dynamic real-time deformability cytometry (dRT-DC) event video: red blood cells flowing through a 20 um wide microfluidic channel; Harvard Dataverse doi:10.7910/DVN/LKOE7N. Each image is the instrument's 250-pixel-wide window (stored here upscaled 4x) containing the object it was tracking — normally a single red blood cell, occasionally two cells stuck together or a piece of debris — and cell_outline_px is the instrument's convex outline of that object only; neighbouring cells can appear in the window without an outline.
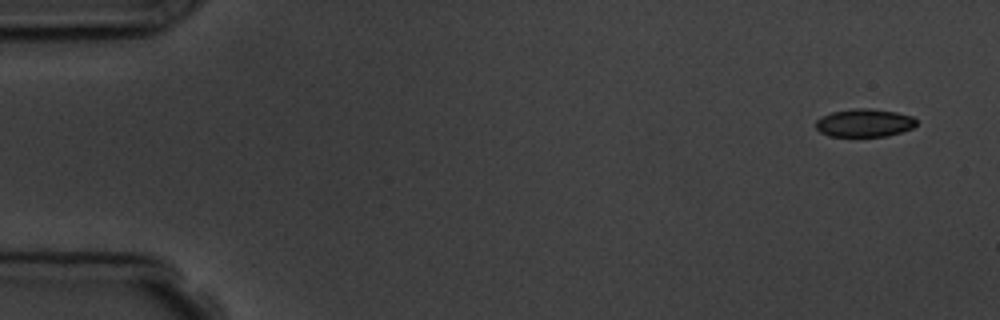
{"species": "common noctule bat (a hibernating species)", "species_latin": "Nyctalus noctula", "temperature_condition": "room temperature", "stored_images_in_passage": 4, "camera_frame_rate_fps": 3000, "um_per_image_px": 0.085, "animal": {"sex": "male", "body_mass_g": 19.5, "forearm_length_mm": 54.6}, "frame": {"image": 1, "passage_image": 1, "time_ms": 0.0, "image_size_px": [1000, 320], "cell_outline_px": [[916, 124], [912, 128], [888, 136], [828, 136], [820, 132], [816, 128], [816, 120], [820, 116], [832, 112], [852, 108], [868, 108], [896, 112], [912, 116], [916, 120]], "centroid_in_image_um": [73.44, 10.44], "position_along_channel_um": 11.6, "area_um2": 16.47}}
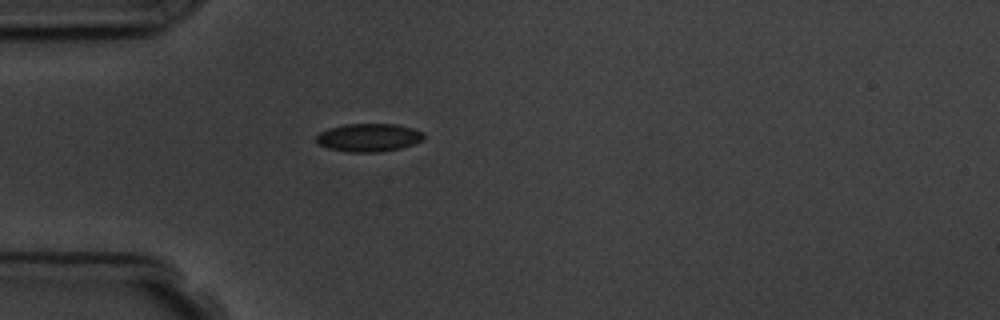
{"frame": {"image": 2, "passage_image": 4, "time_ms": 4.333, "image_size_px": [1000, 320], "cell_outline_px": [[424, 140], [400, 148], [376, 152], [348, 152], [328, 148], [316, 144], [316, 136], [320, 132], [328, 128], [344, 124], [396, 124], [412, 128], [424, 132]], "centroid_in_image_um": [31.32, 11.69], "position_along_channel_um": 53.7, "area_um2": 17.69}}